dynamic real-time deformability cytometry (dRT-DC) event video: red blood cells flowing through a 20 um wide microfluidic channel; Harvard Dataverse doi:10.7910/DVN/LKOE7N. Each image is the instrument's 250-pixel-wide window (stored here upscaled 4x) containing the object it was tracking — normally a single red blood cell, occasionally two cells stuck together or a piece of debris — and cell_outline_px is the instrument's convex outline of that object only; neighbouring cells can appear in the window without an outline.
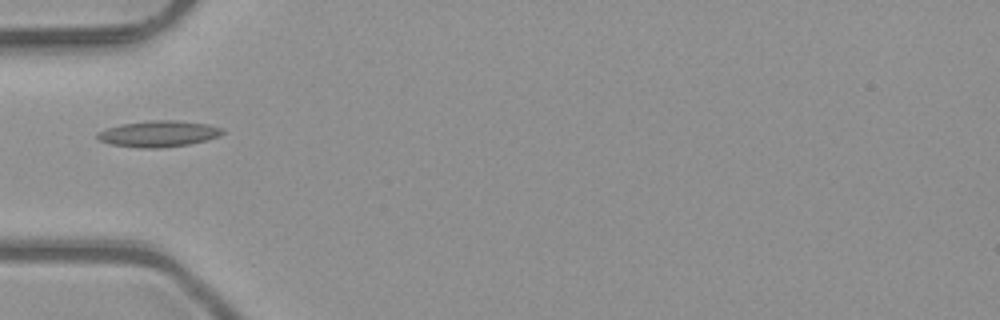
{"species": "common noctule bat (a hibernating species)", "species_latin": "Nyctalus noctula", "temperature_condition": "room temperature", "stored_images_in_passage": 6, "camera_frame_rate_fps": 3000, "um_per_image_px": 0.085, "animal": {"sex": "male", "body_mass_g": 23.1, "forearm_length_mm": 52.7}, "frame": {"image": 1, "passage_image": 6, "time_ms": 1.667, "image_size_px": [1000, 320], "cell_outline_px": [[224, 132], [216, 136], [204, 140], [188, 144], [160, 148], [140, 148], [112, 144], [96, 140], [96, 132], [120, 124], [148, 120], [176, 120], [208, 124], [224, 128]], "centroid_in_image_um": [13.42, 11.36], "position_along_channel_um": 71.6, "area_um2": 19.07}}